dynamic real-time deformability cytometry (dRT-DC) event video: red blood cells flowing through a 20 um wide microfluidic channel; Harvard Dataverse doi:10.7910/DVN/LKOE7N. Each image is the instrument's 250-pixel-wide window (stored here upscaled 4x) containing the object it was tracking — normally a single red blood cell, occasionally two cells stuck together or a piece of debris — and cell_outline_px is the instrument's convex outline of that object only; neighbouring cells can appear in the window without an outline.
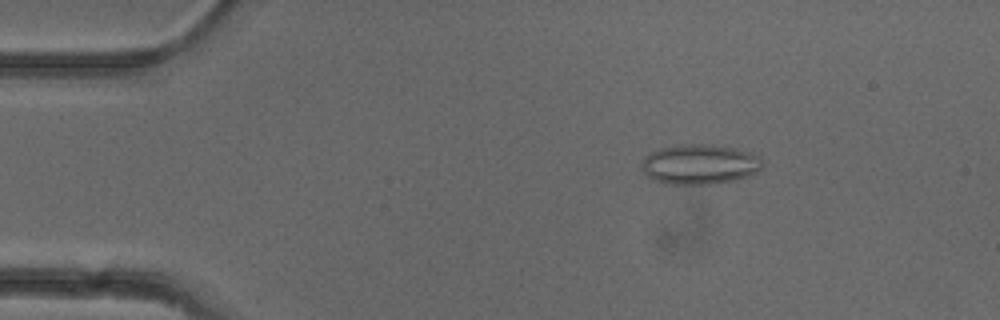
{"species": "common noctule bat (a hibernating species)", "species_latin": "Nyctalus noctula", "temperature_condition": "cold", "stored_images_in_passage": 51, "camera_frame_rate_fps": 3000, "um_per_image_px": 0.085, "animal": {"sex": "female"}, "frame": {"image": 1, "passage_image": 8, "time_ms": 2.333, "image_size_px": [1000, 320], "cell_outline_px": [[764, 164], [756, 172], [748, 176], [716, 184], [664, 184], [648, 176], [644, 172], [640, 164], [640, 160], [652, 152], [660, 148], [684, 144], [700, 144], [732, 148], [748, 152], [760, 156], [764, 160]], "centroid_in_image_um": [59.46, 13.98], "position_along_channel_um": 25.5, "area_um2": 28.03}}
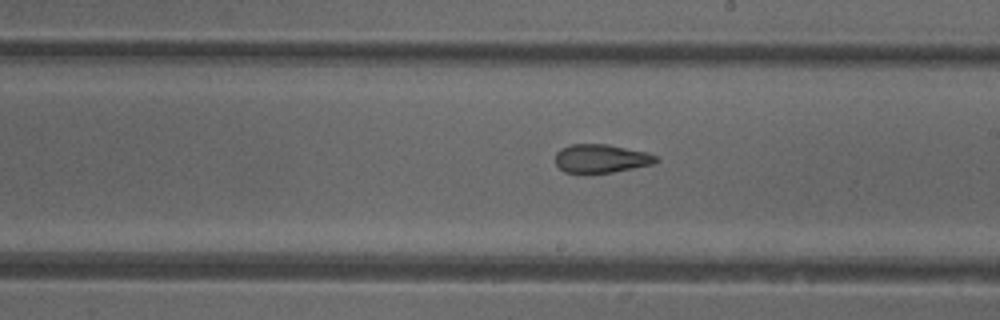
{"frame": {"image": 2, "passage_image": 29, "time_ms": 9.333, "image_size_px": [1000, 320], "cell_outline_px": [[660, 160], [652, 164], [612, 172], [588, 176], [584, 176], [564, 172], [556, 164], [556, 152], [560, 148], [572, 144], [608, 144], [648, 152], [656, 156]], "centroid_in_image_um": [51.05, 13.51], "position_along_channel_um": 237.9, "area_um2": 17.34}}
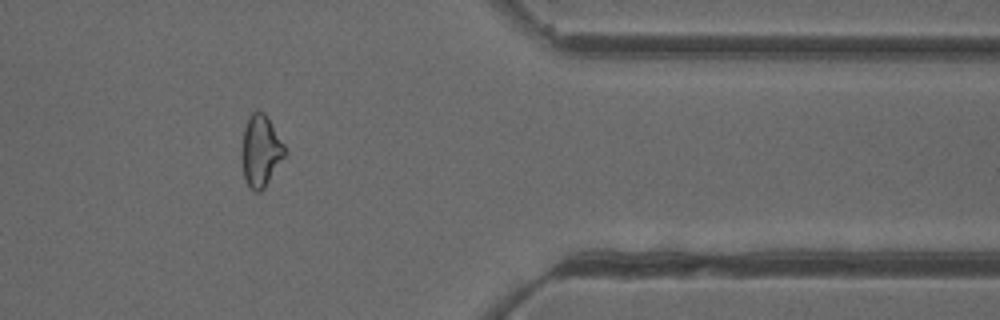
{"frame": {"image": 3, "passage_image": 42, "time_ms": 13.667, "image_size_px": [1000, 320], "cell_outline_px": [[288, 152], [264, 188], [260, 192], [256, 192], [244, 180], [244, 128], [248, 116], [256, 108], [264, 112], [284, 144]], "centroid_in_image_um": [22.21, 12.79], "position_along_channel_um": 389.2, "area_um2": 17.51}, "authors_computed_cell_mechanics": {"area_um2": 19.0162, "velocity_mm_per_s": 3.9812, "shape_relaxation_time_tau1_ms": null, "shape_relaxation_time_tau2_ms": 1.8399, "deformation_change_tau1": null, "deformation_change_tau2": 0.0979}}